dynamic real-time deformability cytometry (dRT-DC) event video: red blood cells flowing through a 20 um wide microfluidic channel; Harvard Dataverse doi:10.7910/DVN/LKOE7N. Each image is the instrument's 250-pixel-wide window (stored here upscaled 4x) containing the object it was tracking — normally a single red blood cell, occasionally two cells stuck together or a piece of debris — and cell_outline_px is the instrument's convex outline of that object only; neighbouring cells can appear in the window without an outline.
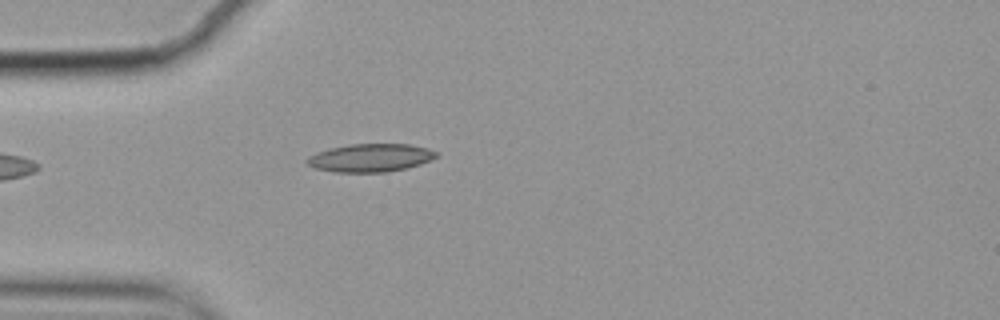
{"species": "common noctule bat (a hibernating species)", "species_latin": "Nyctalus noctula", "temperature_condition": "cold", "stored_images_in_passage": 42, "camera_frame_rate_fps": 3000, "um_per_image_px": 0.085, "animal": {"sex": "female", "body_mass_g": 19.9}, "frame": {"image": 1, "passage_image": 1, "time_ms": 0.0, "image_size_px": [1000, 320], "cell_outline_px": [[440, 156], [432, 160], [408, 168], [388, 172], [332, 172], [316, 168], [308, 164], [304, 160], [308, 156], [316, 152], [328, 148], [348, 144], [408, 144], [428, 148], [440, 152]], "centroid_in_image_um": [31.52, 13.41], "position_along_channel_um": 53.5, "area_um2": 21.56}}
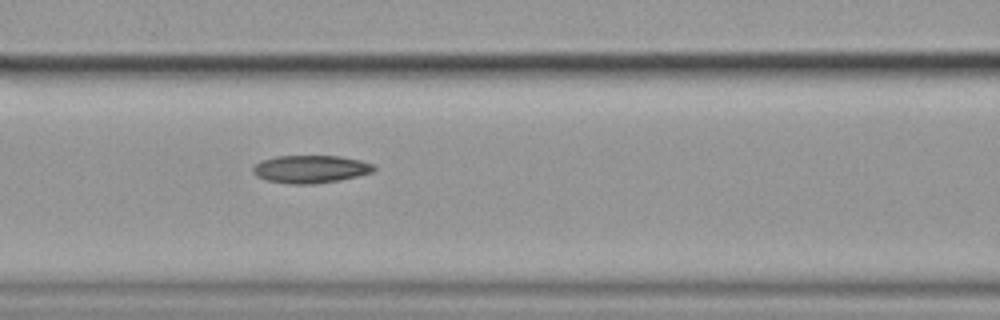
{"frame": {"image": 2, "passage_image": 9, "time_ms": 2.667, "image_size_px": [1000, 320], "cell_outline_px": [[376, 168], [372, 172], [340, 180], [312, 184], [292, 184], [268, 180], [256, 176], [252, 172], [252, 168], [260, 160], [276, 156], [340, 156], [360, 160], [372, 164]], "centroid_in_image_um": [26.37, 14.37], "position_along_channel_um": 140.2, "area_um2": 19.48}}
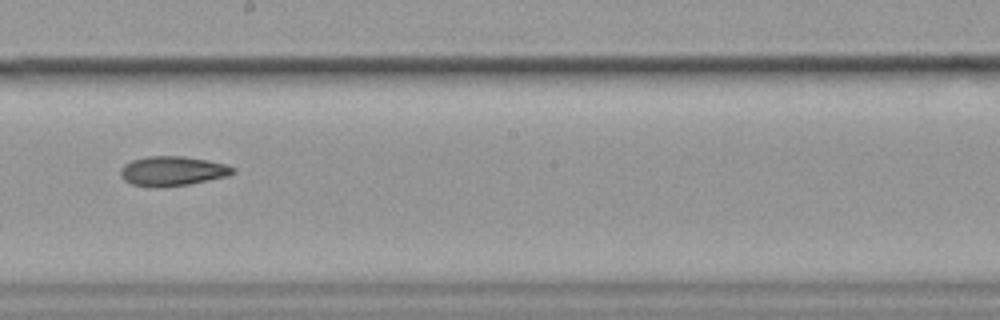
{"frame": {"image": 3, "passage_image": 17, "time_ms": 5.333, "image_size_px": [1000, 320], "cell_outline_px": [[236, 172], [228, 176], [188, 184], [132, 184], [124, 180], [120, 176], [120, 168], [124, 164], [132, 160], [148, 156], [184, 156], [208, 160], [228, 164], [236, 168]], "centroid_in_image_um": [14.72, 14.48], "position_along_channel_um": 233.5, "area_um2": 18.79}, "authors_computed_cell_mechanics": {"area_um2": 19.5075, "velocity_mm_per_s": 3.5175, "shape_relaxation_time_tau1_ms": 9.0107, "shape_relaxation_time_tau2_ms": 10.3168, "deformation_change_tau1": 0.1957, "deformation_change_tau2": 0.1856}}